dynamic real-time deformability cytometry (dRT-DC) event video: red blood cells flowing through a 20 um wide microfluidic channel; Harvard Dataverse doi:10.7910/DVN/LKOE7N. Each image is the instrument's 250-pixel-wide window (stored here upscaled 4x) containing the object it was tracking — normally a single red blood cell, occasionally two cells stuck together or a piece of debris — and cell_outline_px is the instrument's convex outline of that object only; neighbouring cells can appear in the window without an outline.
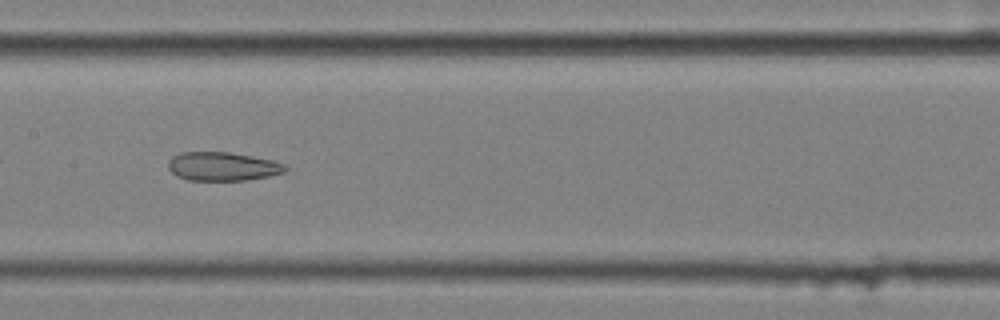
{"species": "common noctule bat (a hibernating species)", "species_latin": "Nyctalus noctula", "temperature_condition": "cold", "stored_images_in_passage": 40, "camera_frame_rate_fps": 3000, "um_per_image_px": 0.085, "animal": {"sex": "female", "body_mass_g": 25.1}, "frame": {"image": 1, "passage_image": 12, "time_ms": 3.667, "image_size_px": [1000, 320], "cell_outline_px": [[288, 168], [284, 172], [268, 176], [248, 180], [188, 180], [176, 176], [168, 168], [168, 160], [172, 156], [180, 152], [228, 152], [272, 160], [284, 164]], "centroid_in_image_um": [18.88, 14.14], "position_along_channel_um": 188.5, "area_um2": 19.54}}
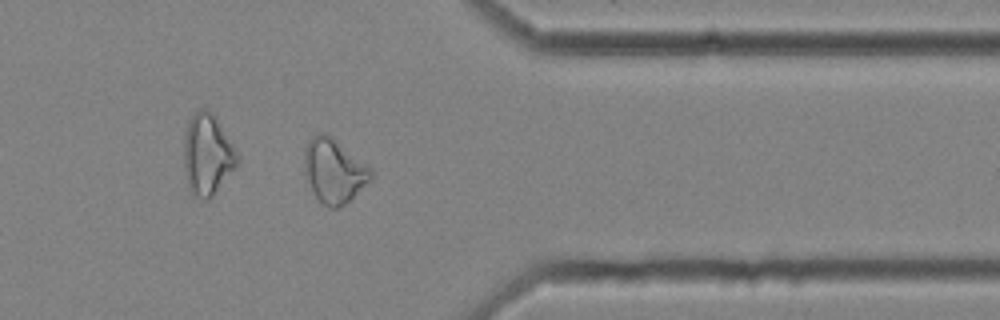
{"frame": {"image": 2, "passage_image": 29, "time_ms": 9.333, "image_size_px": [1000, 320], "cell_outline_px": [[372, 176], [344, 204], [336, 208], [328, 208], [320, 204], [304, 172], [304, 152], [308, 140], [324, 132], [332, 136], [372, 168]], "centroid_in_image_um": [28.36, 14.5], "position_along_channel_um": 383.0, "area_um2": 24.39}, "authors_computed_cell_mechanics": {"area_um2": 21.9062, "velocity_mm_per_s": 3.5729, "shape_relaxation_time_tau1_ms": null, "shape_relaxation_time_tau2_ms": 3.6695, "deformation_change_tau1": null, "deformation_change_tau2": 0.1083}}